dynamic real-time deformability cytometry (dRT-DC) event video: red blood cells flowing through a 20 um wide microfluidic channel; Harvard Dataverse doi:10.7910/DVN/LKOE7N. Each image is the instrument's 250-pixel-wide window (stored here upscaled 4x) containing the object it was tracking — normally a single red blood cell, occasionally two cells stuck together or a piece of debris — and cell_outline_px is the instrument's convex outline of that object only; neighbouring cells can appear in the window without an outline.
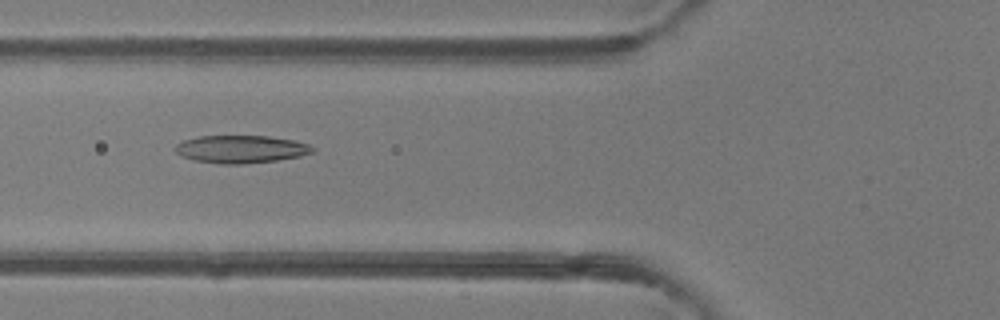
{"species": "common noctule bat (a hibernating species)", "species_latin": "Nyctalus noctula", "temperature_condition": "room temperature", "stored_images_in_passage": 31, "camera_frame_rate_fps": 3000, "um_per_image_px": 0.085, "animal": {"sex": "female"}, "frame": {"image": 1, "passage_image": 6, "time_ms": 1.667, "image_size_px": [1000, 320], "cell_outline_px": [[316, 148], [312, 152], [300, 156], [276, 160], [240, 164], [220, 164], [196, 160], [180, 156], [176, 152], [176, 144], [184, 140], [200, 136], [268, 136], [292, 140], [308, 144]], "centroid_in_image_um": [20.47, 12.68], "position_along_channel_um": 105.3, "area_um2": 21.96}}
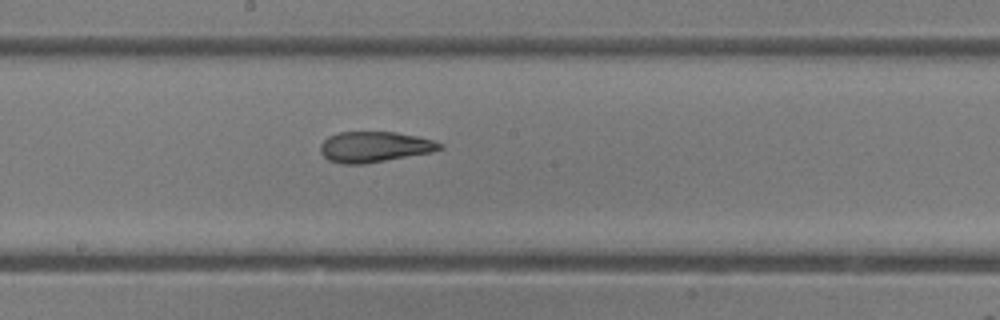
{"frame": {"image": 2, "passage_image": 14, "time_ms": 4.333, "image_size_px": [1000, 320], "cell_outline_px": [[444, 148], [432, 152], [364, 164], [344, 164], [328, 160], [320, 152], [320, 144], [328, 136], [340, 132], [396, 132], [436, 140], [444, 144]], "centroid_in_image_um": [31.85, 12.48], "position_along_channel_um": 216.3, "area_um2": 21.44}}
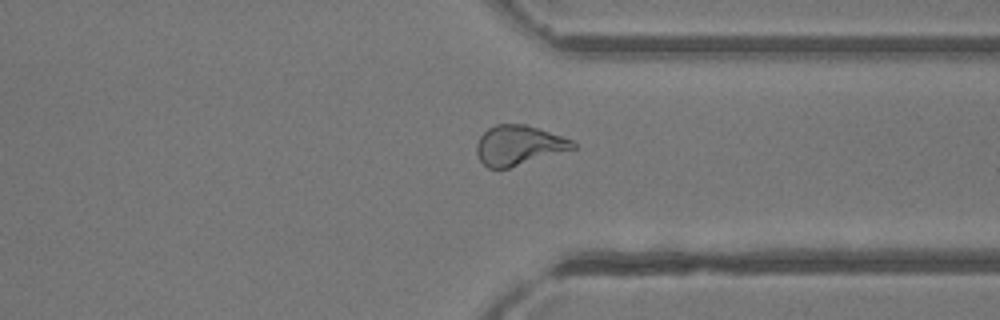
{"frame": {"image": 3, "passage_image": 25, "time_ms": 8.0, "image_size_px": [1000, 320], "cell_outline_px": [[576, 148], [508, 168], [488, 168], [480, 160], [476, 152], [476, 144], [480, 136], [488, 128], [496, 124], [524, 124], [572, 140], [576, 144]], "centroid_in_image_um": [44.05, 12.35], "position_along_channel_um": 367.3, "area_um2": 21.96}, "authors_computed_cell_mechanics": {"area_um2": 21.5594, "velocity_mm_per_s": 4.1505, "shape_relaxation_time_tau1_ms": null, "shape_relaxation_time_tau2_ms": 2.197, "deformation_change_tau1": null, "deformation_change_tau2": 0.0898}}